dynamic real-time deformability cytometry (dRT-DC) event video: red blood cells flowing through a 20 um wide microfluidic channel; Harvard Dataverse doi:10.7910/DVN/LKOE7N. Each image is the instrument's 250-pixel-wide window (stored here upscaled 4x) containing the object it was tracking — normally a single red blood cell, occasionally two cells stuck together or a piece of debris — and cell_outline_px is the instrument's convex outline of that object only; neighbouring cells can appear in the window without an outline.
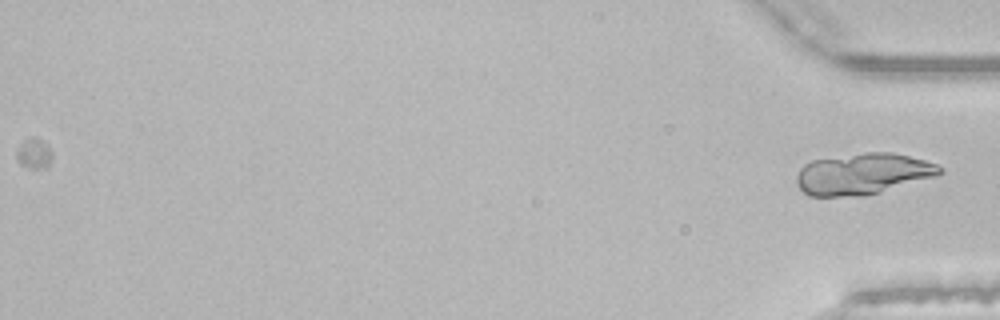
{"species": "common noctule bat (a hibernating species)", "species_latin": "Nyctalus noctula", "temperature_condition": "room temperature", "stored_images_in_passage": 52, "camera_frame_rate_fps": 3000, "um_per_image_px": 0.085, "animal": {"sex": "male", "body_mass_g": 21.5, "forearm_length_mm": 52.0}, "frame": {"image": 1, "passage_image": 52, "time_ms": 17.0, "image_size_px": [1000, 320], "cell_outline_px": [[944, 172], [936, 176], [880, 192], [864, 196], [808, 196], [796, 184], [796, 176], [800, 168], [804, 164], [812, 160], [864, 152], [892, 152], [924, 160], [936, 164], [944, 168]], "centroid_in_image_um": [73.33, 14.78], "position_along_channel_um": 361.9, "area_um2": 34.51}}